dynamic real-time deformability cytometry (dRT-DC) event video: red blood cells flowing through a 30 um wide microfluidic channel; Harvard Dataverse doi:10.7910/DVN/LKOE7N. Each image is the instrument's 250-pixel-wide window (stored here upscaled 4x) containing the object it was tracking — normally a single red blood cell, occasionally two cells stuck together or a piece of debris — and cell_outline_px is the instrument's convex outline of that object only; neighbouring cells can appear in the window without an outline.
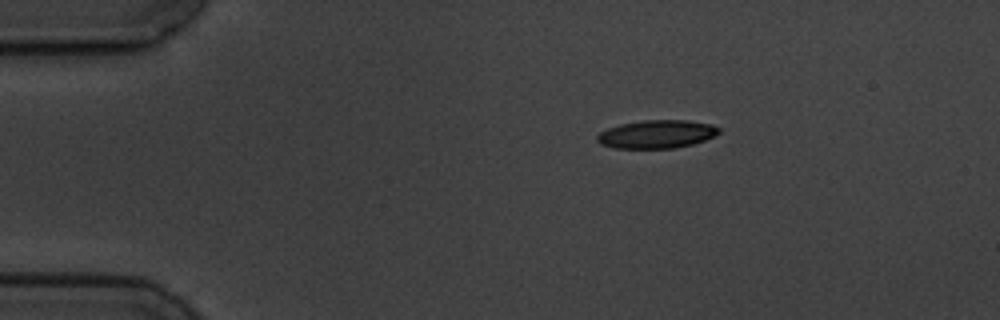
{"species": "common noctule bat (a hibernating species)", "species_latin": "Nyctalus noctula", "temperature_condition": "cold", "stored_images_in_passage": 3, "camera_frame_rate_fps": 3000, "um_per_image_px": 0.085, "animal": {"sex": "male", "body_mass_g": 19.5, "forearm_length_mm": 54.6}, "frame": {"image": 1, "passage_image": 1, "time_ms": 0.0, "image_size_px": [1000, 320], "cell_outline_px": [[720, 132], [704, 140], [692, 144], [676, 148], [616, 148], [600, 144], [596, 140], [596, 136], [600, 132], [608, 128], [620, 124], [644, 120], [688, 120], [712, 124], [720, 128]], "centroid_in_image_um": [55.81, 11.4], "position_along_channel_um": 29.2, "area_um2": 20.0}}
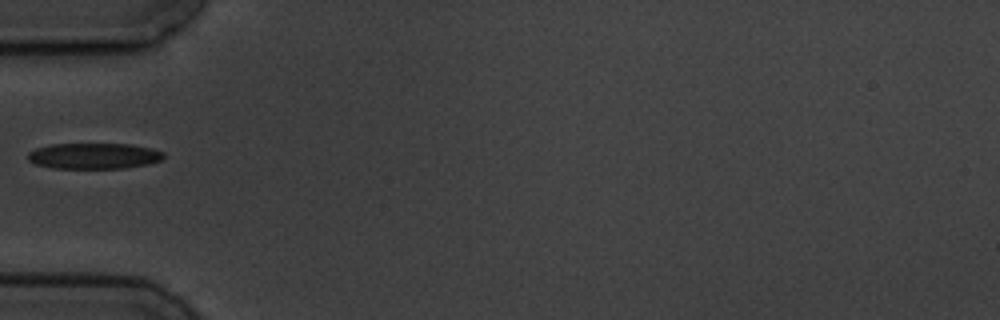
{"frame": {"image": 2, "passage_image": 3, "time_ms": 3.0, "image_size_px": [1000, 320], "cell_outline_px": [[164, 156], [160, 160], [148, 164], [124, 168], [52, 168], [36, 164], [28, 160], [28, 152], [36, 148], [52, 144], [128, 144], [152, 148], [164, 152]], "centroid_in_image_um": [7.98, 13.25], "position_along_channel_um": 77.0, "area_um2": 20.4}}